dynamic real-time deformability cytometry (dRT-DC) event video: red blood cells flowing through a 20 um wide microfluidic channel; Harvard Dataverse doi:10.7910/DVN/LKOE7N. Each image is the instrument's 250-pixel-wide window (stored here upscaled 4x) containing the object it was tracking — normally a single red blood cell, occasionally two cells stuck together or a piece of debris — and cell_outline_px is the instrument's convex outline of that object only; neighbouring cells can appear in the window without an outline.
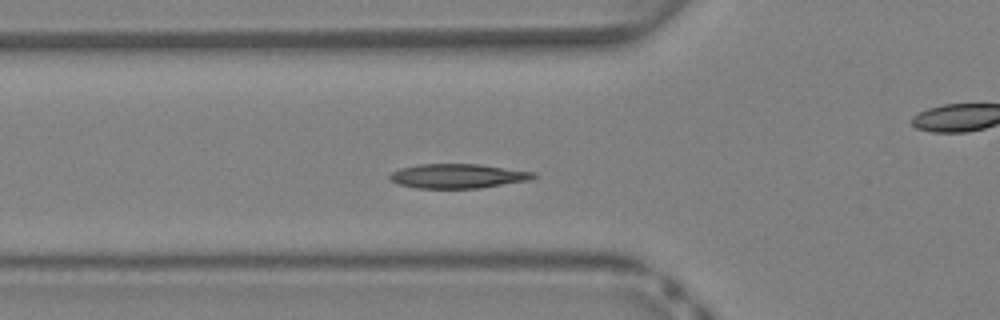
{"species": "Egyptian fruit bat (a non-hibernating species)", "species_latin": "Rousettus aegyptiacus", "temperature_condition": "warm", "stored_images_in_passage": 38, "camera_frame_rate_fps": 3000, "um_per_image_px": 0.085, "animal": {"sex": "female"}, "frame": {"image": 1, "passage_image": 11, "time_ms": 3.333, "image_size_px": [1000, 320], "cell_outline_px": [[536, 176], [528, 180], [480, 188], [416, 188], [400, 184], [392, 180], [388, 176], [392, 172], [400, 168], [420, 164], [480, 164], [536, 172]], "centroid_in_image_um": [38.92, 14.95], "position_along_channel_um": 86.9, "area_um2": 20.29}}
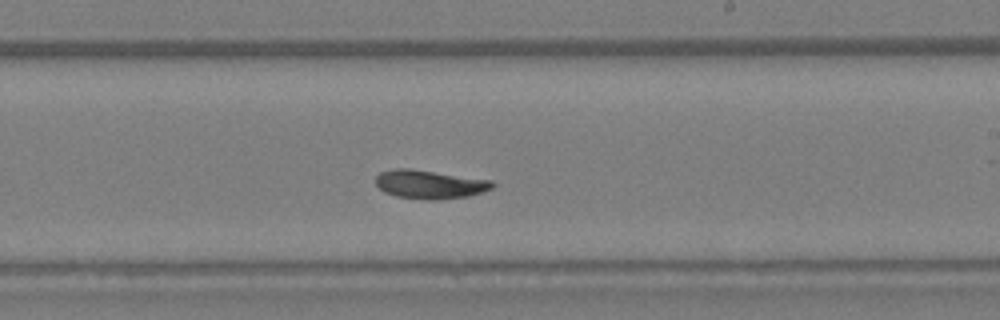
{"frame": {"image": 2, "passage_image": 21, "time_ms": 6.667, "image_size_px": [1000, 320], "cell_outline_px": [[496, 184], [492, 188], [468, 196], [440, 200], [424, 200], [396, 196], [384, 192], [376, 184], [376, 176], [380, 172], [392, 168], [408, 168], [492, 180]], "centroid_in_image_um": [36.51, 15.67], "position_along_channel_um": 252.5, "area_um2": 19.54}}
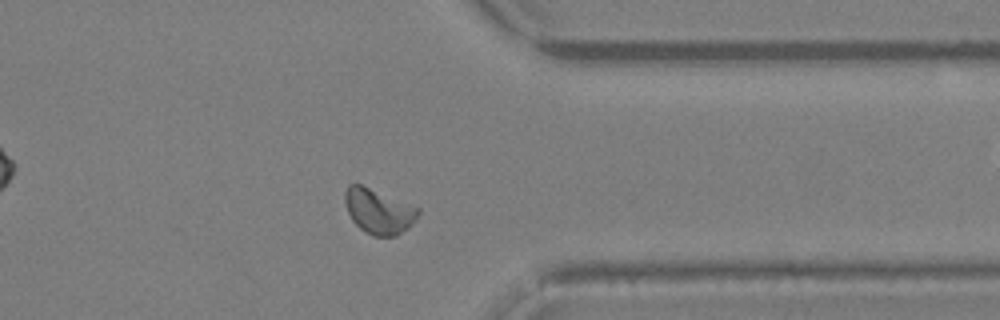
{"frame": {"image": 3, "passage_image": 29, "time_ms": 9.333, "image_size_px": [1000, 320], "cell_outline_px": [[420, 212], [412, 224], [408, 228], [396, 236], [372, 236], [360, 228], [352, 220], [348, 212], [344, 200], [344, 192], [348, 184], [360, 184], [420, 208]], "centroid_in_image_um": [32.17, 17.96], "position_along_channel_um": 379.2, "area_um2": 19.07}, "authors_computed_cell_mechanics": {"area_um2": 19.4786, "velocity_mm_per_s": 4.9734, "shape_relaxation_time_tau1_ms": 4.5112, "shape_relaxation_time_tau2_ms": 3.5525, "deformation_change_tau1": 0.152, "deformation_change_tau2": 0.0784}}